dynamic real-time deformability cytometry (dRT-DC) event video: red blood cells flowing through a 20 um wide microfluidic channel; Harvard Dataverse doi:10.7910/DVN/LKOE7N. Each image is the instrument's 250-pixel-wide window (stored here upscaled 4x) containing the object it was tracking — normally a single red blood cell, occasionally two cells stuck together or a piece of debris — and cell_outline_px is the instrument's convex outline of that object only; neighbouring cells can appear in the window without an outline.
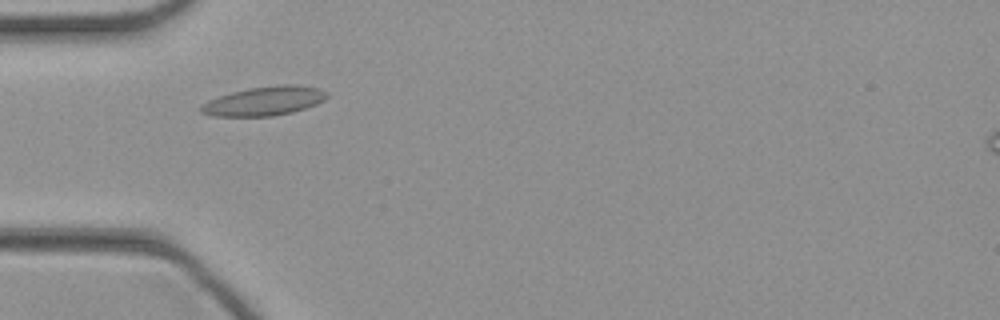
{"species": "common noctule bat (a hibernating species)", "species_latin": "Nyctalus noctula", "temperature_condition": "cold", "stored_images_in_passage": 41, "camera_frame_rate_fps": 3000, "um_per_image_px": 0.085, "animal": {"sex": "female", "body_mass_g": 21.9}, "frame": {"image": 1, "passage_image": 9, "time_ms": 2.667, "image_size_px": [1000, 320], "cell_outline_px": [[328, 96], [324, 100], [316, 104], [292, 112], [272, 116], [216, 116], [200, 112], [200, 108], [208, 100], [232, 92], [248, 88], [280, 84], [292, 84], [320, 88], [328, 92]], "centroid_in_image_um": [22.5, 8.57], "position_along_channel_um": 62.5, "area_um2": 21.21}}
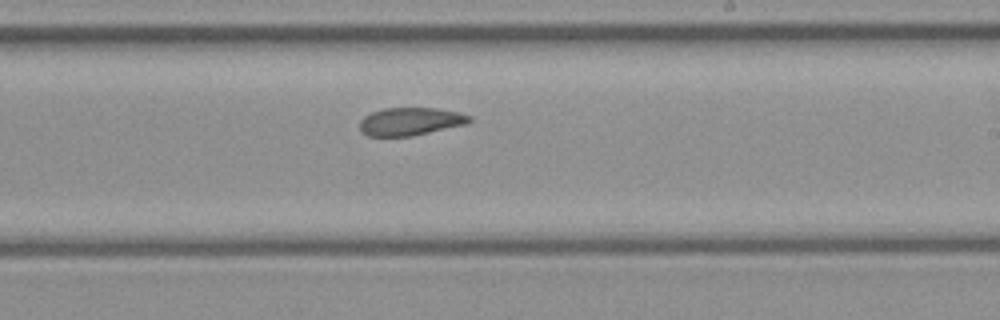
{"frame": {"image": 2, "passage_image": 22, "time_ms": 7.0, "image_size_px": [1000, 320], "cell_outline_px": [[472, 120], [468, 124], [412, 136], [368, 136], [360, 132], [360, 120], [364, 116], [372, 112], [384, 108], [440, 108], [460, 112], [472, 116]], "centroid_in_image_um": [34.92, 10.32], "position_along_channel_um": 254.1, "area_um2": 18.09}}
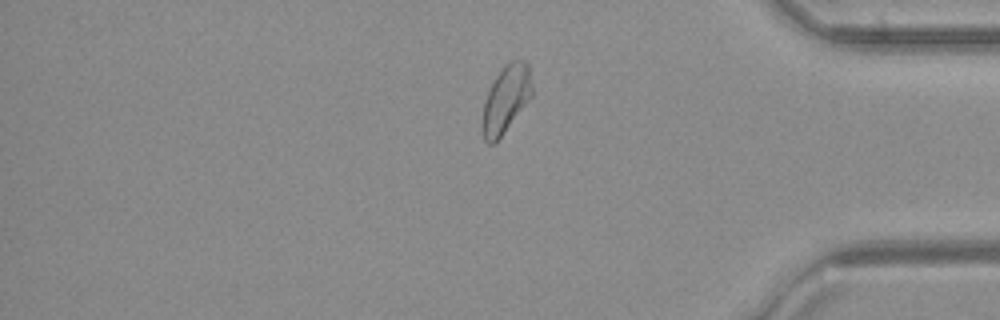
{"frame": {"image": 3, "passage_image": 33, "time_ms": 10.667, "image_size_px": [1000, 320], "cell_outline_px": [[532, 96], [496, 144], [488, 144], [484, 140], [480, 128], [480, 124], [484, 104], [488, 92], [496, 76], [504, 64], [512, 60], [524, 60], [528, 64], [532, 88]], "centroid_in_image_um": [42.98, 8.48], "position_along_channel_um": 392.2, "area_um2": 19.71}}